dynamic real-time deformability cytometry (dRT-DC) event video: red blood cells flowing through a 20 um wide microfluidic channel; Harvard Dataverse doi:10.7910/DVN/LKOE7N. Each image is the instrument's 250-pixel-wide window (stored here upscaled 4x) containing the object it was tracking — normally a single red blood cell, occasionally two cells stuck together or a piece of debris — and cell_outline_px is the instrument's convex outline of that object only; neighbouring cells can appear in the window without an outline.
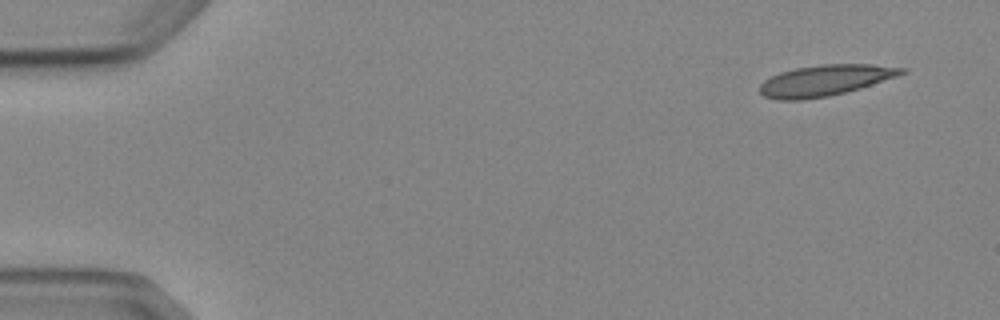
{"species": "Egyptian fruit bat (a non-hibernating species)", "species_latin": "Rousettus aegyptiacus", "temperature_condition": "cold", "stored_images_in_passage": 5, "camera_frame_rate_fps": 3000, "um_per_image_px": 0.085, "animal": {"sex": "female"}, "frame": {"image": 1, "passage_image": 1, "time_ms": 0.0, "image_size_px": [1000, 320], "cell_outline_px": [[908, 72], [860, 88], [828, 96], [804, 100], [776, 100], [764, 96], [760, 92], [760, 84], [764, 80], [780, 72], [796, 68], [820, 64], [872, 64], [908, 68]], "centroid_in_image_um": [70.13, 6.83], "position_along_channel_um": 14.9, "area_um2": 25.55}}
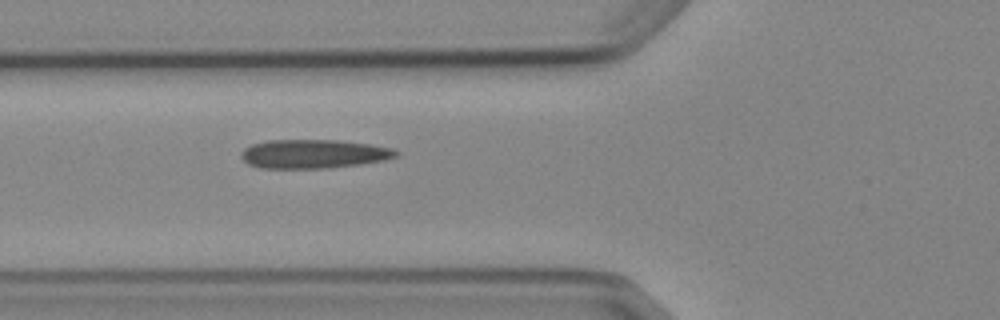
{"frame": {"image": 2, "passage_image": 5, "time_ms": 5.333, "image_size_px": [1000, 320], "cell_outline_px": [[400, 152], [396, 156], [384, 160], [360, 164], [328, 168], [260, 168], [248, 164], [240, 156], [240, 152], [244, 148], [252, 144], [268, 140], [336, 140], [368, 144], [392, 148]], "centroid_in_image_um": [26.62, 13.08], "position_along_channel_um": 99.2, "area_um2": 26.01}}